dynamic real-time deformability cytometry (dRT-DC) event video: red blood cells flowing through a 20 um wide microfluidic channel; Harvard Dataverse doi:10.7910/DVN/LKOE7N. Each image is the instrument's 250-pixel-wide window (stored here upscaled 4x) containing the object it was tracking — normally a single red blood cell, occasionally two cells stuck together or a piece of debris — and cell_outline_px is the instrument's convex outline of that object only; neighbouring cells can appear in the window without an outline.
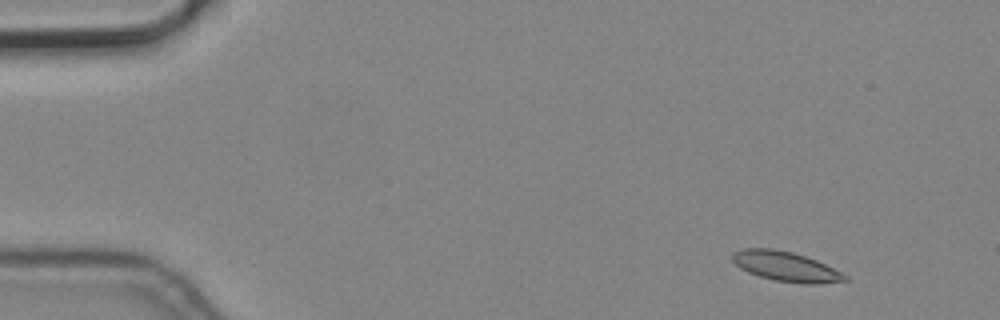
{"species": "common noctule bat (a hibernating species)", "species_latin": "Nyctalus noctula", "temperature_condition": "cold", "stored_images_in_passage": 5, "segment_of_instrument_passage": [2, 2], "camera_frame_rate_fps": 3000, "um_per_image_px": 0.085, "animal": {"sex": "male", "body_mass_g": 19.2, "forearm_length_mm": 51.8}, "frame": {"image": 1, "passage_image": 5, "time_ms": 1.333, "image_size_px": [1000, 320], "cell_outline_px": [[848, 280], [816, 284], [800, 284], [776, 280], [760, 276], [748, 272], [740, 268], [732, 260], [732, 252], [744, 248], [772, 248], [792, 252], [816, 260], [848, 276]], "centroid_in_image_um": [66.76, 22.65], "position_along_channel_um": 18.2, "area_um2": 19.36}}